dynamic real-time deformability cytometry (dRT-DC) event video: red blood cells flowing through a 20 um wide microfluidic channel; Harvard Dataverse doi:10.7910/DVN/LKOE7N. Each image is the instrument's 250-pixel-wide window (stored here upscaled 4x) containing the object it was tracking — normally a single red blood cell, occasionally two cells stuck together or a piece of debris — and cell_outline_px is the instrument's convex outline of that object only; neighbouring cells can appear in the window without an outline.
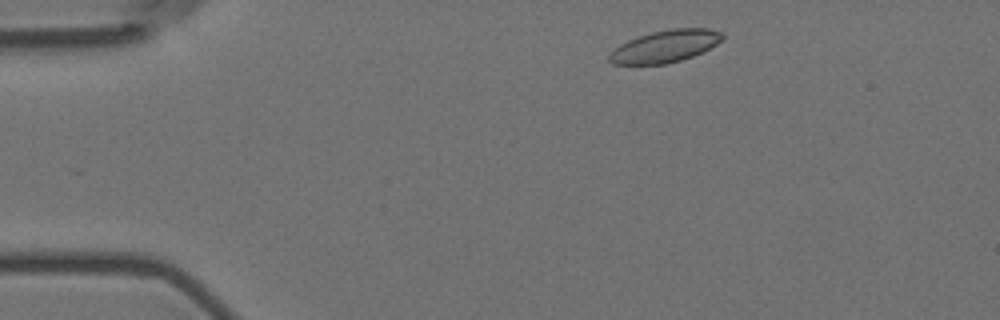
{"species": "Egyptian fruit bat (a non-hibernating species)", "species_latin": "Rousettus aegyptiacus", "temperature_condition": "room temperature", "stored_images_in_passage": 3, "camera_frame_rate_fps": 3000, "um_per_image_px": 0.085, "animal": {"sex": "female"}, "frame": {"image": 1, "passage_image": 1, "time_ms": 0.0, "image_size_px": [1000, 320], "cell_outline_px": [[724, 36], [716, 44], [692, 56], [680, 60], [664, 64], [612, 64], [608, 60], [608, 56], [620, 44], [628, 40], [652, 32], [672, 28], [708, 28], [724, 32]], "centroid_in_image_um": [56.54, 3.92], "position_along_channel_um": 28.5, "area_um2": 20.92}}